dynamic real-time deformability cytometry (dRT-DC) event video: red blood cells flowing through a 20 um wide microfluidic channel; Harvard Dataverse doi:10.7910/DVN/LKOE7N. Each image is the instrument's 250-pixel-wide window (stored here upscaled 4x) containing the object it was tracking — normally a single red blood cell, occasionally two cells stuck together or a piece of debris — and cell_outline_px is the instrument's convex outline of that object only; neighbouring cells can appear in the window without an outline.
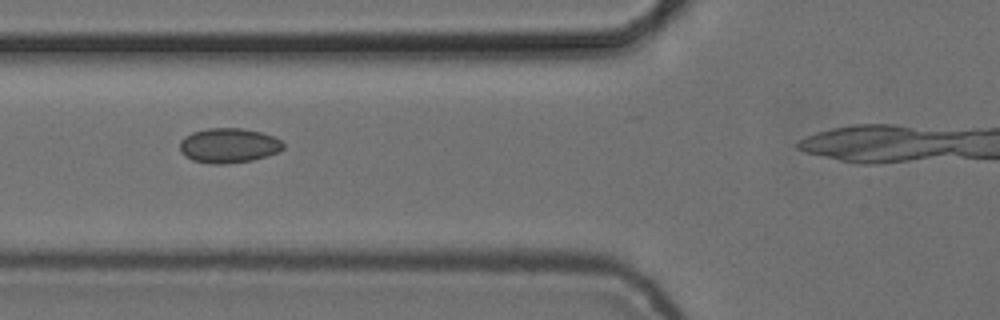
{"species": "common noctule bat (a hibernating species)", "species_latin": "Nyctalus noctula", "temperature_condition": "cold", "stored_images_in_passage": 8, "segment_of_instrument_passage": [1, 2], "camera_frame_rate_fps": 3000, "um_per_image_px": 0.085, "animal": {"sex": "female", "body_mass_g": 24.6, "forearm_length_mm": 56.2}, "frame": {"image": 1, "passage_image": 4, "time_ms": 1.0, "image_size_px": [1000, 320], "cell_outline_px": [[284, 148], [280, 152], [268, 156], [252, 160], [228, 164], [208, 164], [192, 160], [184, 156], [180, 152], [180, 140], [184, 136], [192, 132], [208, 128], [240, 128], [260, 132], [272, 136], [280, 140], [284, 144]], "centroid_in_image_um": [19.42, 12.38], "position_along_channel_um": 106.4, "area_um2": 21.21}}
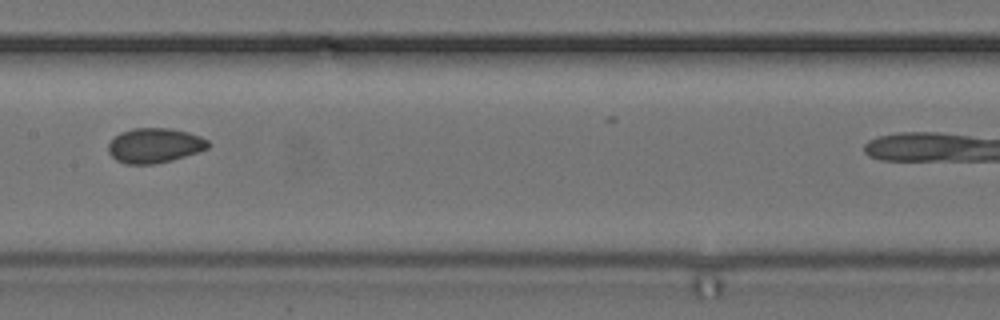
{"frame": {"image": 2, "passage_image": 6, "time_ms": 1.667, "image_size_px": [1000, 320], "cell_outline_px": [[212, 144], [208, 148], [172, 160], [152, 164], [124, 164], [116, 160], [108, 152], [108, 144], [120, 132], [132, 128], [172, 128], [188, 132], [200, 136], [208, 140]], "centroid_in_image_um": [13.14, 12.36], "position_along_channel_um": 194.3, "area_um2": 20.29}}
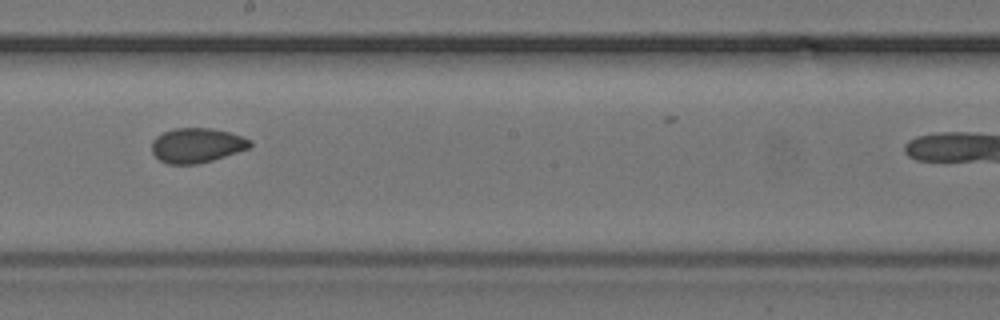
{"frame": {"image": 3, "passage_image": 7, "time_ms": 2.0, "image_size_px": [1000, 320], "cell_outline_px": [[252, 144], [248, 148], [212, 160], [196, 164], [168, 164], [160, 160], [152, 152], [152, 140], [156, 136], [164, 132], [176, 128], [212, 128], [228, 132], [252, 140]], "centroid_in_image_um": [16.7, 12.35], "position_along_channel_um": 231.5, "area_um2": 19.65}}